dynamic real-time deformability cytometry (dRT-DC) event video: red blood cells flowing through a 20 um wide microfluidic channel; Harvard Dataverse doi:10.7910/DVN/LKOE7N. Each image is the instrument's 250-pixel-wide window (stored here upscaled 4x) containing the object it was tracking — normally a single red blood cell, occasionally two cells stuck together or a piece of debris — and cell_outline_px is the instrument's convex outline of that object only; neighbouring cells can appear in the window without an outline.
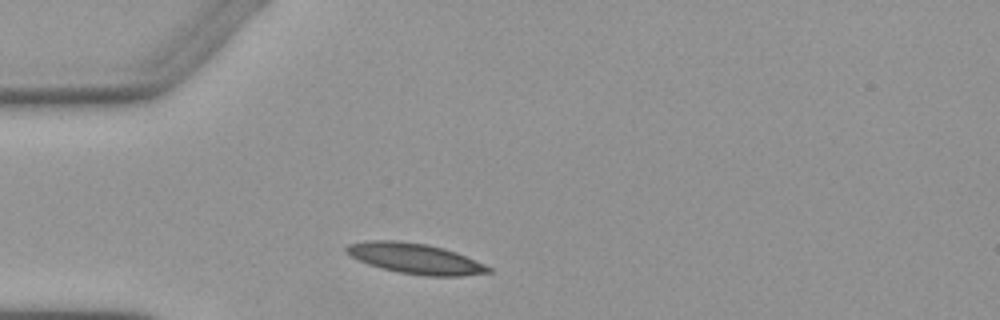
{"species": "Egyptian fruit bat (a non-hibernating species)", "species_latin": "Rousettus aegyptiacus", "temperature_condition": "warm", "stored_images_in_passage": 1, "camera_frame_rate_fps": 3000, "um_per_image_px": 0.085, "animal": {"sex": "female"}, "frame": {"image": 1, "passage_image": 1, "time_ms": 0.0, "image_size_px": [1000, 320], "cell_outline_px": [[492, 272], [464, 276], [424, 276], [400, 272], [380, 268], [368, 264], [352, 256], [344, 248], [348, 244], [368, 240], [396, 240], [428, 244], [444, 248], [456, 252], [484, 264], [492, 268]], "centroid_in_image_um": [35.32, 21.97], "position_along_channel_um": 49.7, "area_um2": 25.14}}